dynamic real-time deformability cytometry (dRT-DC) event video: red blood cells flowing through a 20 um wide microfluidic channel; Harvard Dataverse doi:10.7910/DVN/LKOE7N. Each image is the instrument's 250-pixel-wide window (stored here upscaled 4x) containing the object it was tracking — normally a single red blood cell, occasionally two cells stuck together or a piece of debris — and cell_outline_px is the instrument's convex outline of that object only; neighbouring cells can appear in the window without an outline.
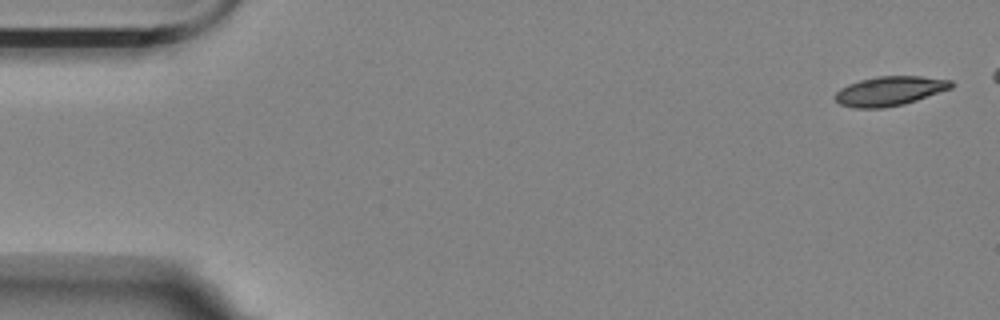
{"species": "Egyptian fruit bat (a non-hibernating species)", "species_latin": "Rousettus aegyptiacus", "temperature_condition": "room temperature", "stored_images_in_passage": 9, "camera_frame_rate_fps": 3000, "um_per_image_px": 0.085, "animal": {"sex": "female"}, "frame": {"image": 1, "passage_image": 1, "time_ms": 0.0, "image_size_px": [1000, 320], "cell_outline_px": [[956, 84], [952, 88], [904, 104], [884, 108], [852, 108], [840, 104], [832, 96], [840, 88], [848, 84], [860, 80], [876, 76], [920, 76], [952, 80]], "centroid_in_image_um": [75.61, 7.73], "position_along_channel_um": 9.4, "area_um2": 20.06}}